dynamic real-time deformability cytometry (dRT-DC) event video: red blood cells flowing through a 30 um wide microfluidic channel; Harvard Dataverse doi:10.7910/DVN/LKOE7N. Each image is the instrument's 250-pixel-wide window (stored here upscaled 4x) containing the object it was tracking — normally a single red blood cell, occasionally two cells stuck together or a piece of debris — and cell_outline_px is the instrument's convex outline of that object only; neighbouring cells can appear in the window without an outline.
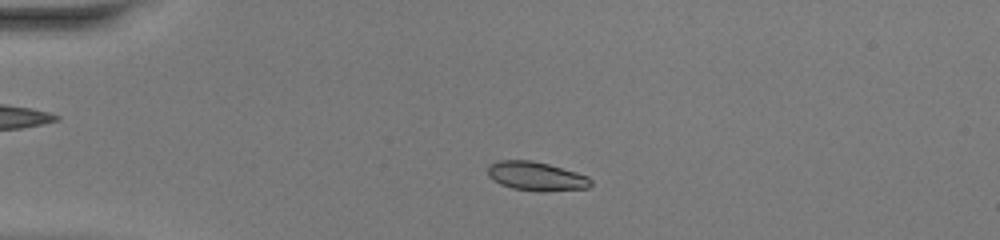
{"species": "common noctule bat (a hibernating species)", "species_latin": "Nyctalus noctula", "temperature_condition": "warm", "stored_images_in_passage": 46, "camera_frame_rate_fps": 3000, "um_per_image_px": 0.085, "animal": {"sex": "female", "body_mass_g": 20.0, "forearm_length_mm": 54.0}, "frame": {"image": 1, "passage_image": 9, "time_ms": 2.667, "image_size_px": [1000, 240], "cell_outline_px": [[592, 184], [588, 188], [544, 192], [540, 192], [512, 188], [500, 184], [492, 180], [488, 176], [488, 164], [496, 160], [532, 160], [548, 164], [576, 172], [588, 176], [592, 180]], "centroid_in_image_um": [45.56, 14.98], "position_along_channel_um": 39.4, "area_um2": 17.63}}
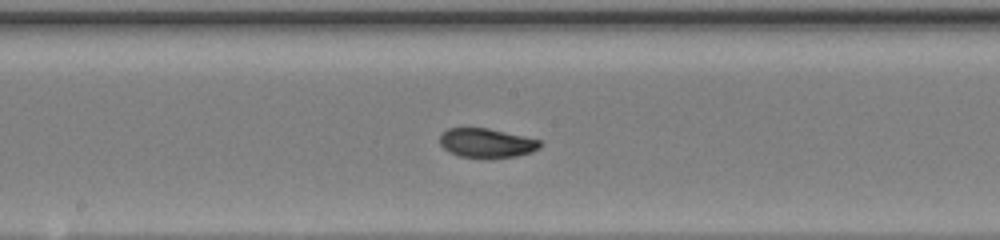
{"frame": {"image": 2, "passage_image": 24, "time_ms": 7.667, "image_size_px": [1000, 240], "cell_outline_px": [[540, 148], [532, 152], [516, 156], [460, 156], [448, 152], [440, 144], [440, 132], [448, 128], [488, 128], [524, 136], [540, 140]], "centroid_in_image_um": [41.33, 12.12], "position_along_channel_um": 206.9, "area_um2": 16.7}}
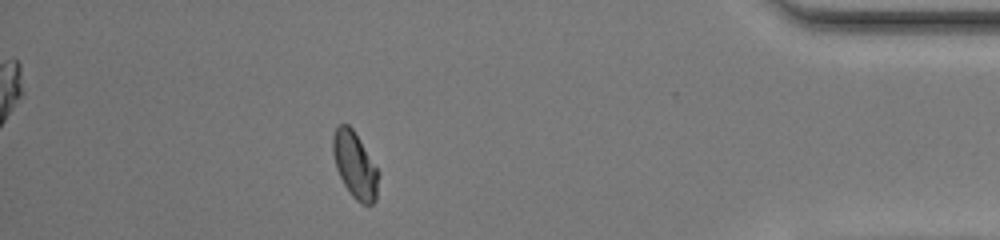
{"frame": {"image": 3, "passage_image": 41, "time_ms": 13.333, "image_size_px": [1000, 240], "cell_outline_px": [[380, 172], [376, 200], [372, 204], [360, 204], [352, 196], [344, 184], [336, 168], [332, 152], [332, 136], [336, 128], [340, 124], [348, 124], [352, 128], [360, 140]], "centroid_in_image_um": [30.18, 14.04], "position_along_channel_um": 405.0, "area_um2": 17.69}, "authors_computed_cell_mechanics": {"area_um2": 17.4267, "velocity_mm_per_s": 4.2163, "shape_relaxation_time_tau1_ms": 11.1736, "shape_relaxation_time_tau2_ms": 0.8772, "deformation_change_tau1": 0.2808, "deformation_change_tau2": 0.0415}}